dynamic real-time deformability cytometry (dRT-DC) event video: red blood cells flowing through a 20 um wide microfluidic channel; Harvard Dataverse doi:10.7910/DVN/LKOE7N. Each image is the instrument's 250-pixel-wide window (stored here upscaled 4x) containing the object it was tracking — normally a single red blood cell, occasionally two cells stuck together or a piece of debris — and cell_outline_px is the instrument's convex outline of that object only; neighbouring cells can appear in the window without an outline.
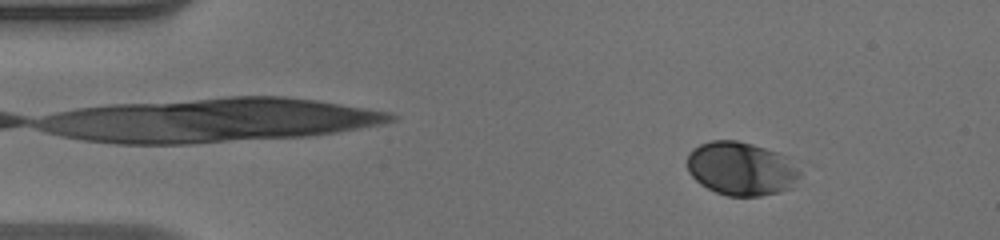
{"species": "human", "species_latin": "Homo sapiens", "temperature_condition": "warm", "stored_images_in_passage": 50, "camera_frame_rate_fps": 3000, "um_per_image_px": 0.085, "donor": {"sex": "male"}, "frame": {"image": 1, "passage_image": 7, "time_ms": 2.0, "image_size_px": [1000, 240], "cell_outline_px": [[800, 176], [792, 188], [780, 192], [760, 196], [728, 196], [716, 192], [700, 184], [688, 172], [688, 152], [692, 148], [700, 144], [712, 140], [736, 140], [752, 144], [788, 156], [800, 172]], "centroid_in_image_um": [63.0, 14.34], "position_along_channel_um": 22.0, "area_um2": 35.32}}
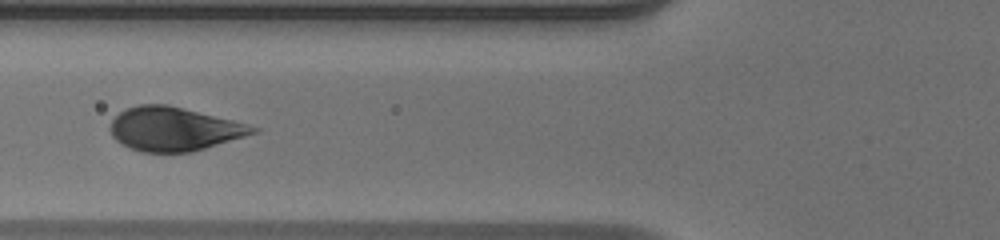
{"frame": {"image": 2, "passage_image": 20, "time_ms": 6.333, "image_size_px": [1000, 240], "cell_outline_px": [[260, 132], [192, 152], [140, 152], [116, 140], [112, 136], [108, 128], [112, 120], [120, 112], [128, 108], [140, 104], [168, 104], [248, 124], [260, 128]], "centroid_in_image_um": [14.8, 10.96], "position_along_channel_um": 111.0, "area_um2": 36.3}}
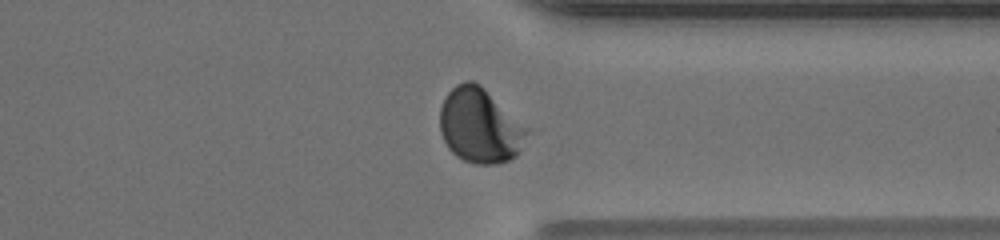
{"frame": {"image": 3, "passage_image": 39, "time_ms": 12.667, "image_size_px": [1000, 240], "cell_outline_px": [[528, 132], [520, 152], [516, 156], [508, 160], [496, 164], [476, 164], [464, 160], [456, 156], [448, 148], [440, 132], [440, 108], [448, 92], [456, 84], [464, 80], [472, 80], [480, 84]], "centroid_in_image_um": [40.73, 10.7], "position_along_channel_um": 370.7, "area_um2": 37.17}, "authors_computed_cell_mechanics": {"area_um2": 35.6337, "velocity_mm_per_s": 4.1047, "shape_relaxation_time_tau1_ms": 1.9655, "shape_relaxation_time_tau2_ms": null, "deformation_change_tau1": 0.1366, "deformation_change_tau2": null}}